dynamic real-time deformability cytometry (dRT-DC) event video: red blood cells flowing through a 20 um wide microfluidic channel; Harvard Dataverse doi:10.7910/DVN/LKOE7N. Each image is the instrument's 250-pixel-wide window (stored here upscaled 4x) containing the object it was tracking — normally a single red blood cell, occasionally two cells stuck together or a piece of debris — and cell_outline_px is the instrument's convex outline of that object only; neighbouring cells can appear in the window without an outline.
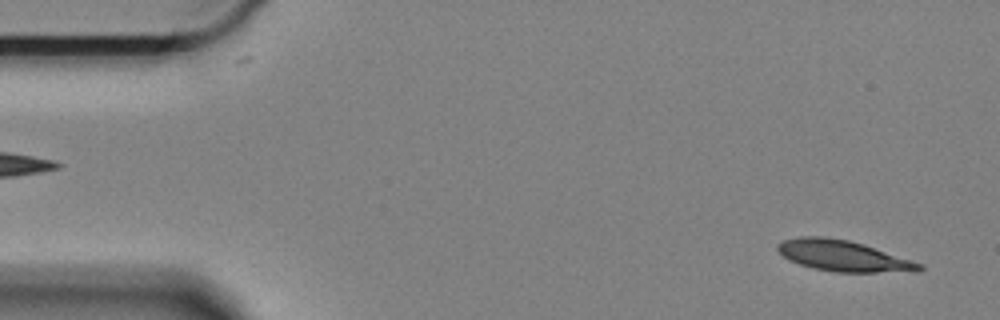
{"species": "Egyptian fruit bat (a non-hibernating species)", "species_latin": "Rousettus aegyptiacus", "temperature_condition": "cold", "stored_images_in_passage": 16, "camera_frame_rate_fps": 3000, "um_per_image_px": 0.085, "animal": {"sex": "female"}, "frame": {"image": 1, "passage_image": 2, "time_ms": 0.333, "image_size_px": [1000, 320], "cell_outline_px": [[924, 268], [920, 272], [836, 272], [812, 268], [788, 260], [776, 252], [776, 244], [784, 240], [800, 236], [824, 236], [848, 240], [864, 244], [924, 264]], "centroid_in_image_um": [71.67, 21.75], "position_along_channel_um": 13.3, "area_um2": 25.89}}
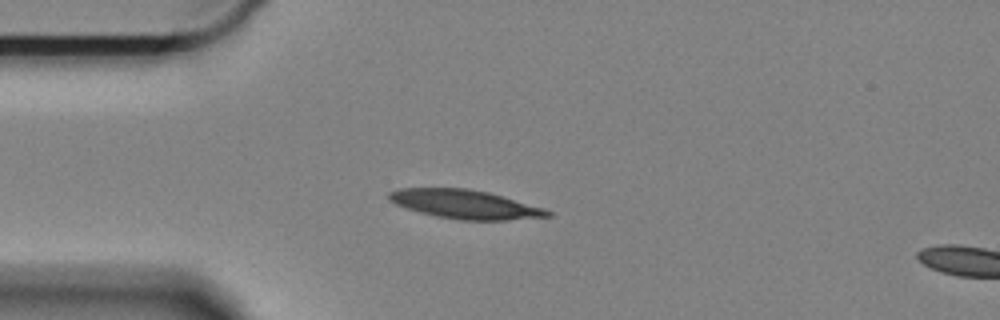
{"frame": {"image": 2, "passage_image": 13, "time_ms": 4.0, "image_size_px": [1000, 320], "cell_outline_px": [[552, 216], [508, 220], [460, 220], [436, 216], [420, 212], [396, 204], [388, 200], [388, 192], [400, 188], [468, 188], [488, 192], [544, 208], [552, 212]], "centroid_in_image_um": [39.52, 17.36], "position_along_channel_um": 45.5, "area_um2": 26.53}}